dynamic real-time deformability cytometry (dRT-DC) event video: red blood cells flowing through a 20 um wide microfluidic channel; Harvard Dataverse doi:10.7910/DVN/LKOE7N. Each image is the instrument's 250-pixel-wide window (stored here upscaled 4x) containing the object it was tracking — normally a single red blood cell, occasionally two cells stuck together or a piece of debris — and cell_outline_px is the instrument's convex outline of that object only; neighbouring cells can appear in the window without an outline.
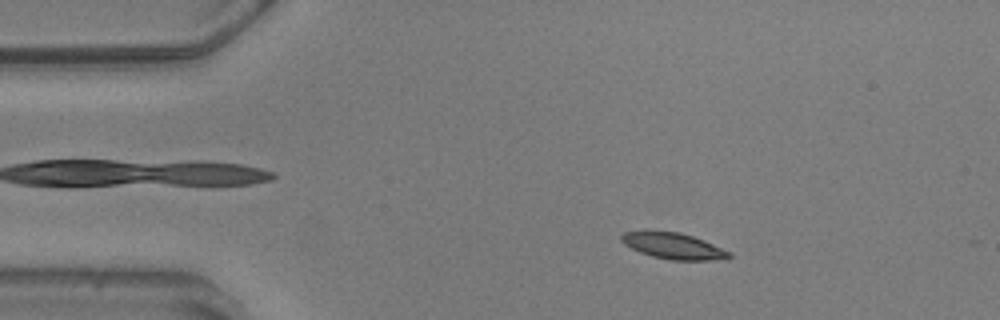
{"species": "common noctule bat (a hibernating species)", "species_latin": "Nyctalus noctula", "temperature_condition": "warm", "stored_images_in_passage": 55, "camera_frame_rate_fps": 3000, "um_per_image_px": 0.085, "animal": {"sex": "male", "body_mass_g": 20.5, "forearm_length_mm": 52.5}, "frame": {"image": 1, "passage_image": 9, "time_ms": 2.667, "image_size_px": [1000, 320], "cell_outline_px": [[732, 256], [708, 260], [672, 260], [652, 256], [640, 252], [624, 244], [620, 240], [620, 236], [624, 232], [644, 228], [648, 228], [680, 232], [704, 240], [732, 252]], "centroid_in_image_um": [57.14, 20.84], "position_along_channel_um": 27.9, "area_um2": 16.88}}
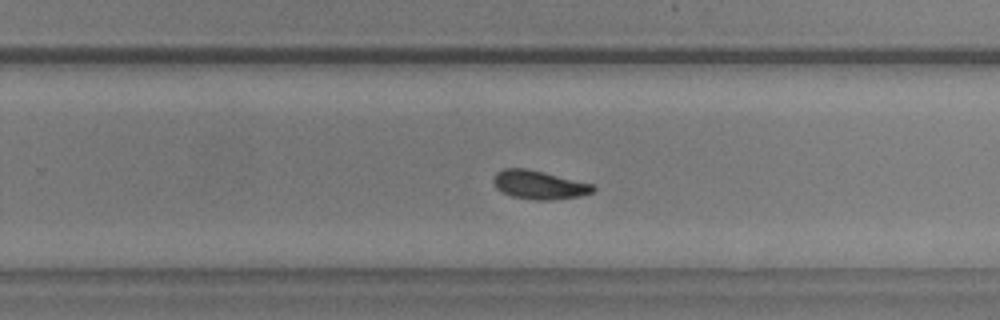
{"frame": {"image": 2, "passage_image": 35, "time_ms": 11.333, "image_size_px": [1000, 320], "cell_outline_px": [[596, 188], [592, 192], [580, 196], [552, 200], [536, 200], [512, 196], [496, 188], [492, 180], [496, 172], [504, 168], [528, 168], [592, 184]], "centroid_in_image_um": [45.8, 15.7], "position_along_channel_um": 284.0, "area_um2": 16.53}}
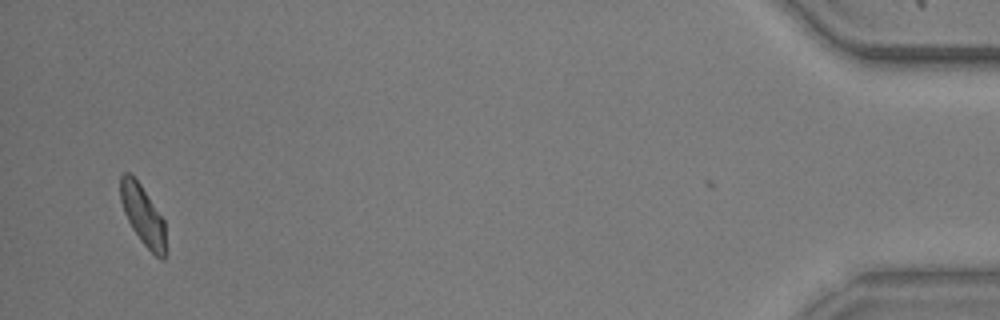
{"frame": {"image": 3, "passage_image": 54, "time_ms": 17.667, "image_size_px": [1000, 320], "cell_outline_px": [[164, 260], [160, 260], [140, 240], [132, 228], [124, 212], [120, 200], [120, 176], [124, 172], [128, 172], [140, 184], [164, 220]], "centroid_in_image_um": [12.11, 18.27], "position_along_channel_um": 423.1, "area_um2": 15.37}, "authors_computed_cell_mechanics": {"area_um2": 16.7042, "velocity_mm_per_s": 3.5661, "shape_relaxation_time_tau1_ms": 3.2516, "shape_relaxation_time_tau2_ms": null, "deformation_change_tau1": 0.1116, "deformation_change_tau2": null}}